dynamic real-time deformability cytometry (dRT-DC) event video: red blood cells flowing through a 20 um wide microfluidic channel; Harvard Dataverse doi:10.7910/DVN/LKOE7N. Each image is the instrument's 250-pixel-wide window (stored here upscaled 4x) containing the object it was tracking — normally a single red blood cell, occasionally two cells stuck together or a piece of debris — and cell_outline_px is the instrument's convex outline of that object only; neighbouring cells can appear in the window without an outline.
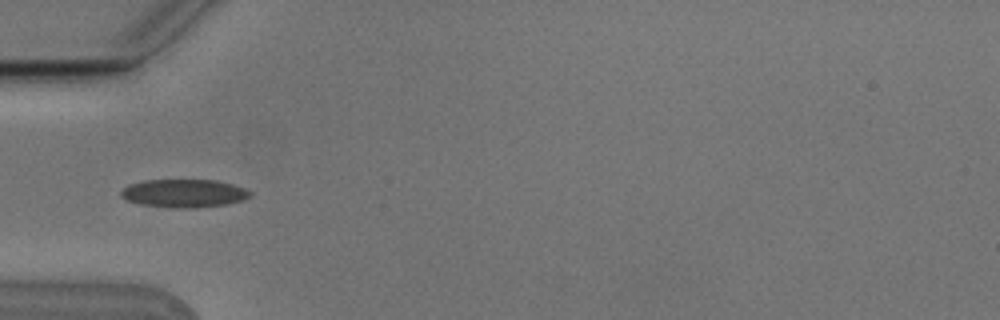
{"species": "Egyptian fruit bat (a non-hibernating species)", "species_latin": "Rousettus aegyptiacus", "temperature_condition": "cold", "stored_images_in_passage": 3, "camera_frame_rate_fps": 3000, "um_per_image_px": 0.085, "animal": {"sex": "male"}, "frame": {"image": 1, "passage_image": 1, "time_ms": 0.0, "image_size_px": [1000, 320], "cell_outline_px": [[252, 196], [244, 200], [228, 204], [196, 208], [168, 208], [140, 204], [128, 200], [120, 196], [120, 192], [128, 184], [144, 180], [216, 180], [232, 184], [244, 188], [252, 192]], "centroid_in_image_um": [15.65, 16.44], "position_along_channel_um": 69.3, "area_um2": 21.44}}
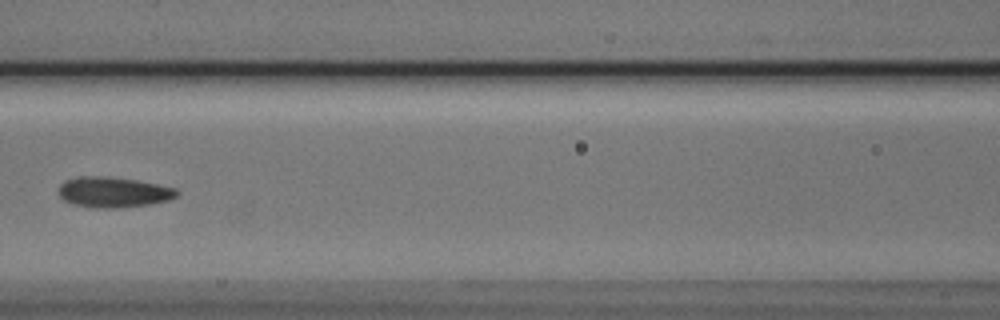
{"frame": {"image": 2, "passage_image": 3, "time_ms": 0.667, "image_size_px": [1000, 320], "cell_outline_px": [[180, 192], [176, 196], [168, 200], [152, 204], [116, 208], [96, 208], [76, 204], [64, 200], [60, 196], [60, 184], [64, 180], [80, 176], [104, 176], [136, 180], [176, 188]], "centroid_in_image_um": [9.66, 16.33], "position_along_channel_um": 156.9, "area_um2": 20.87}}